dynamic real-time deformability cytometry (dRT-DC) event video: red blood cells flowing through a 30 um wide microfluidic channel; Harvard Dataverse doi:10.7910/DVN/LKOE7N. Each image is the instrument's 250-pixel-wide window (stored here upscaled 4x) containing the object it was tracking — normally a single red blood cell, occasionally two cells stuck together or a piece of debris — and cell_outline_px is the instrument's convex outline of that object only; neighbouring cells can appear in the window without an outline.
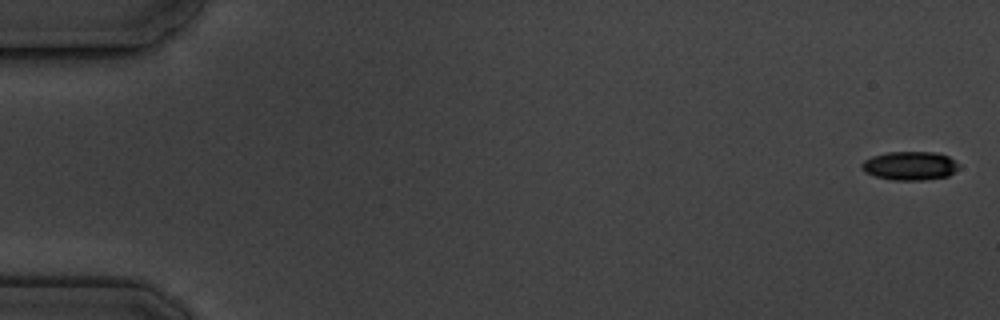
{"species": "common noctule bat (a hibernating species)", "species_latin": "Nyctalus noctula", "temperature_condition": "cold", "stored_images_in_passage": 5, "camera_frame_rate_fps": 3000, "um_per_image_px": 0.085, "animal": {"sex": "male", "body_mass_g": 19.5, "forearm_length_mm": 54.6}, "frame": {"image": 1, "passage_image": 1, "time_ms": 0.0, "image_size_px": [1000, 320], "cell_outline_px": [[960, 168], [948, 176], [924, 180], [892, 180], [876, 176], [864, 172], [860, 164], [864, 160], [872, 156], [888, 152], [936, 152], [948, 156], [960, 164]], "centroid_in_image_um": [77.36, 14.09], "position_along_channel_um": 7.6, "area_um2": 16.36}}
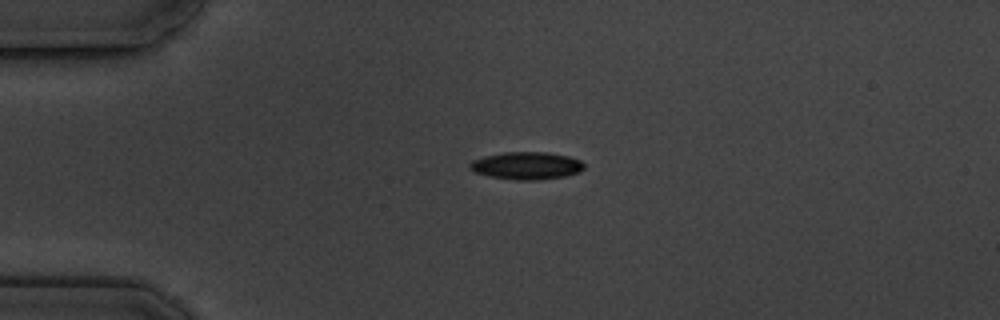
{"frame": {"image": 2, "passage_image": 4, "time_ms": 4.333, "image_size_px": [1000, 320], "cell_outline_px": [[584, 168], [580, 172], [564, 176], [540, 180], [516, 180], [492, 176], [476, 172], [468, 168], [468, 164], [472, 160], [484, 156], [504, 152], [548, 152], [568, 156], [580, 160], [584, 164]], "centroid_in_image_um": [44.76, 14.07], "position_along_channel_um": 40.2, "area_um2": 18.32}}